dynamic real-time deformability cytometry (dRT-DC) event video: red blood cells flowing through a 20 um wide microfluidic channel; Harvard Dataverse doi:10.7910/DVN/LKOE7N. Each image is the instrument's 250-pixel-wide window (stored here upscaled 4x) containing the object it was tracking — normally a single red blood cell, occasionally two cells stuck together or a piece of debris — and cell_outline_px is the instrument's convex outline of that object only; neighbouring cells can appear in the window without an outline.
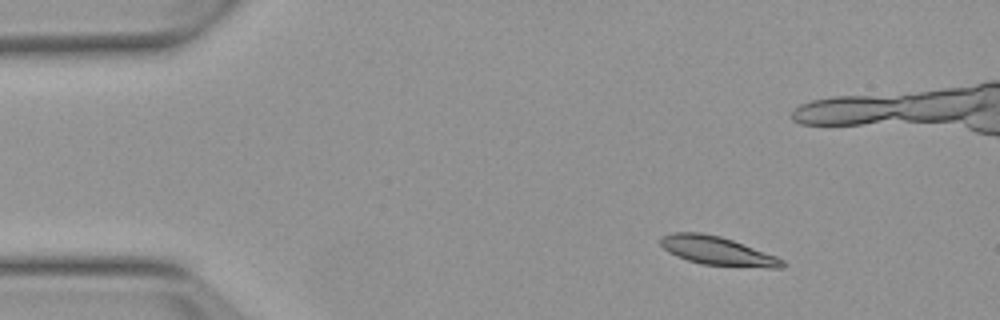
{"species": "Egyptian fruit bat (a non-hibernating species)", "species_latin": "Rousettus aegyptiacus", "temperature_condition": "warm", "stored_images_in_passage": 6, "camera_frame_rate_fps": 3000, "um_per_image_px": 0.085, "animal": {"sex": "female"}, "frame": {"image": 1, "passage_image": 2, "time_ms": 2.0, "image_size_px": [1000, 320], "cell_outline_px": [[784, 268], [768, 268], [700, 264], [676, 256], [668, 252], [660, 244], [660, 236], [672, 232], [700, 232], [720, 236], [732, 240], [776, 256], [784, 260]], "centroid_in_image_um": [60.95, 21.32], "position_along_channel_um": 24.1, "area_um2": 20.35}}
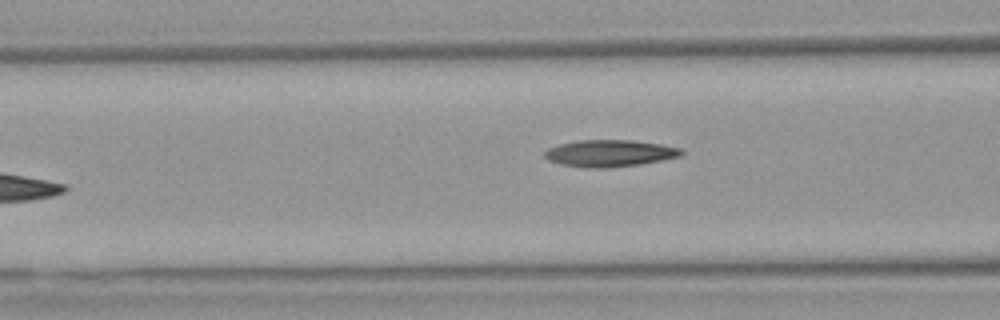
{"frame": {"image": 2, "passage_image": 6, "time_ms": 7.667, "image_size_px": [1000, 320], "cell_outline_px": [[684, 152], [680, 156], [640, 164], [604, 168], [584, 168], [560, 164], [548, 160], [544, 156], [544, 152], [548, 148], [560, 144], [576, 140], [636, 140], [660, 144], [680, 148]], "centroid_in_image_um": [51.79, 13.02], "position_along_channel_um": 114.8, "area_um2": 21.39}}